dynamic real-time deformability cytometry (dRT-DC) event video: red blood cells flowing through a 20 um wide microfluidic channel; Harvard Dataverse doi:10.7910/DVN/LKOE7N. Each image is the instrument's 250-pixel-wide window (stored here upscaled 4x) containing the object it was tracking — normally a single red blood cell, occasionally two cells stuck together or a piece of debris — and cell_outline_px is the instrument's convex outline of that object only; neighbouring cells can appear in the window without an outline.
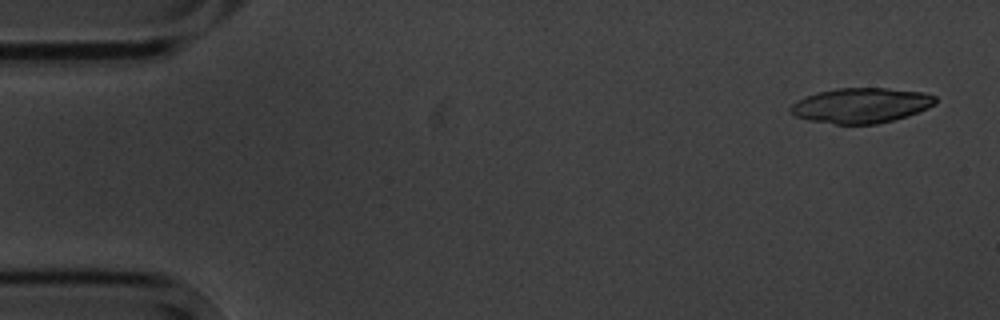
{"species": "common noctule bat (a hibernating species)", "species_latin": "Nyctalus noctula", "temperature_condition": "cold", "stored_images_in_passage": 6, "camera_frame_rate_fps": 3000, "um_per_image_px": 0.085, "animal": {"sex": "male", "body_mass_g": 20.1, "forearm_length_mm": 53.5}, "frame": {"image": 1, "passage_image": 1, "time_ms": 0.0, "image_size_px": [1000, 320], "cell_outline_px": [[936, 104], [928, 108], [908, 116], [876, 124], [836, 124], [808, 120], [796, 116], [788, 108], [792, 104], [816, 92], [836, 88], [888, 88], [924, 92], [936, 96]], "centroid_in_image_um": [73.23, 8.95], "position_along_channel_um": 11.8, "area_um2": 29.59}}